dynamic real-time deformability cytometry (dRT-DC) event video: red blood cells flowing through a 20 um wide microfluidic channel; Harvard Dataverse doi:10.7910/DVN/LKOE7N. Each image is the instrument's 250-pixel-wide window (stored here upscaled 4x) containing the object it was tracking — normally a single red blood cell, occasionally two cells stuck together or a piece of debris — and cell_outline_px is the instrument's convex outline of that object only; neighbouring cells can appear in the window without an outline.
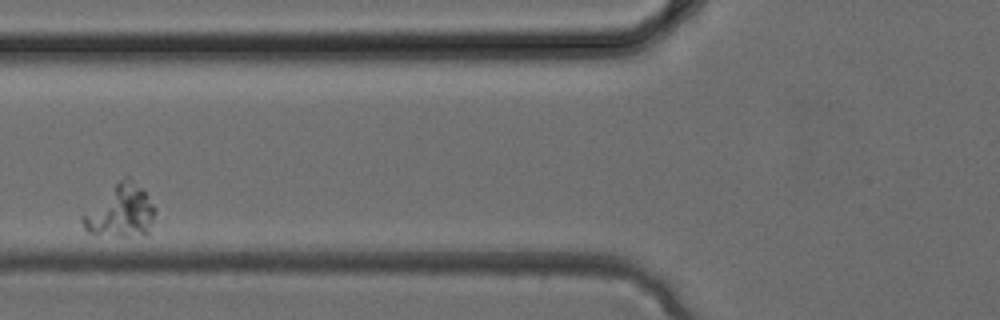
{"species": "common noctule bat (a hibernating species)", "species_latin": "Nyctalus noctula", "temperature_condition": "cold", "stored_images_in_passage": 2, "camera_frame_rate_fps": 3000, "um_per_image_px": 0.085, "animal": {"sex": "female", "body_mass_g": 24.6, "forearm_length_mm": 56.2}, "frame": {"image": 1, "passage_image": 2, "time_ms": 0.333, "image_size_px": [1000, 320], "cell_outline_px": [[156, 212], [148, 232], [128, 236], [124, 236], [88, 232], [84, 228], [80, 220], [80, 216], [124, 176], [128, 176], [148, 196], [156, 208]], "centroid_in_image_um": [10.25, 17.95], "position_along_channel_um": 115.6, "area_um2": 21.5}}